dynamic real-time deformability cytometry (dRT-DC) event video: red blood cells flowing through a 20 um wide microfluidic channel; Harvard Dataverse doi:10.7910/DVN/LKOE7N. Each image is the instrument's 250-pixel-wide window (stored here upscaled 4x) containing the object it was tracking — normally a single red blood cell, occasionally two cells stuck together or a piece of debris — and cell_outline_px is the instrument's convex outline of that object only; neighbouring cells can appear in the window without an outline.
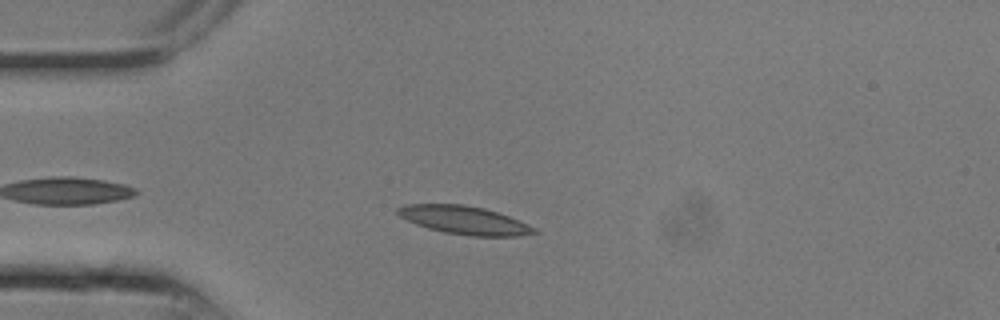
{"species": "common noctule bat (a hibernating species)", "species_latin": "Nyctalus noctula", "temperature_condition": "room temperature", "stored_images_in_passage": 6, "camera_frame_rate_fps": 3000, "um_per_image_px": 0.085, "animal": {"sex": "male", "body_mass_g": 13.3}, "frame": {"image": 1, "passage_image": 5, "time_ms": 1.333, "image_size_px": [1000, 320], "cell_outline_px": [[540, 232], [520, 236], [472, 236], [444, 232], [428, 228], [416, 224], [400, 216], [396, 212], [396, 208], [404, 204], [464, 204], [484, 208], [508, 216], [528, 224], [536, 228]], "centroid_in_image_um": [39.47, 18.71], "position_along_channel_um": 45.5, "area_um2": 22.43}}